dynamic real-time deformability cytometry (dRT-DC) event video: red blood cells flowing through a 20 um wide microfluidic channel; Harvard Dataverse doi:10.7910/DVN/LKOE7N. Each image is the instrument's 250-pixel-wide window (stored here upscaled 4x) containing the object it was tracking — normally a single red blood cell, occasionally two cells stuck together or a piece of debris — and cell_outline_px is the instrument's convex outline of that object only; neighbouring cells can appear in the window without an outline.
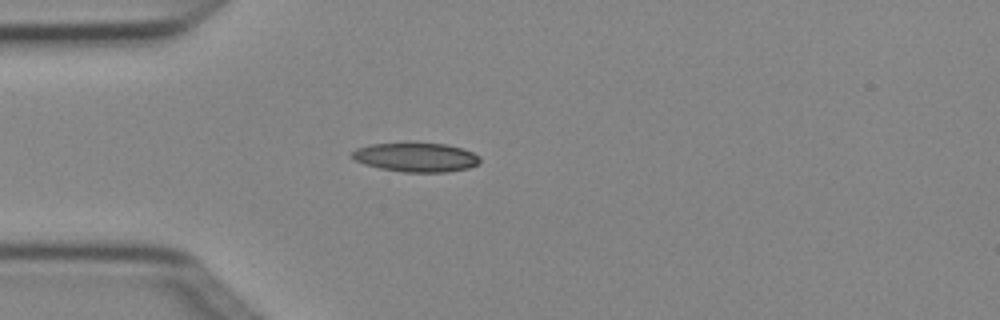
{"species": "Egyptian fruit bat (a non-hibernating species)", "species_latin": "Rousettus aegyptiacus", "temperature_condition": "cold", "stored_images_in_passage": 3, "camera_frame_rate_fps": 3000, "um_per_image_px": 0.085, "animal": {"sex": "female"}, "frame": {"image": 1, "passage_image": 3, "time_ms": 0.667, "image_size_px": [1000, 320], "cell_outline_px": [[480, 164], [468, 168], [448, 172], [404, 172], [380, 168], [364, 164], [356, 160], [352, 156], [352, 152], [356, 148], [368, 144], [448, 144], [464, 148], [480, 156]], "centroid_in_image_um": [35.41, 13.38], "position_along_channel_um": 49.6, "area_um2": 21.56}}